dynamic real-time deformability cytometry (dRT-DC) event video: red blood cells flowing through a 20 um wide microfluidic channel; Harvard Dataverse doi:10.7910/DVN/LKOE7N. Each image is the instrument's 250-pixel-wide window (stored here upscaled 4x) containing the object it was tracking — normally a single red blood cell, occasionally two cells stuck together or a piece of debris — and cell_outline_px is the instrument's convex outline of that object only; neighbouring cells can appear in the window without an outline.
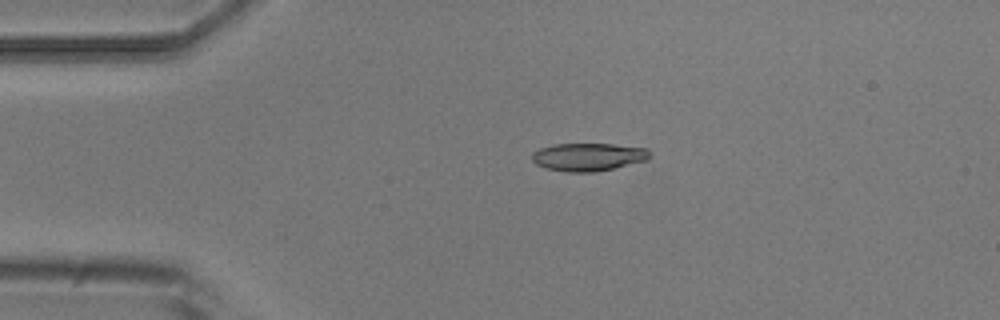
{"species": "common noctule bat (a hibernating species)", "species_latin": "Nyctalus noctula", "temperature_condition": "room temperature", "stored_images_in_passage": 5, "camera_frame_rate_fps": 3000, "um_per_image_px": 0.085, "animal": {"sex": "male", "body_mass_g": 20.5, "forearm_length_mm": 52.5}, "frame": {"image": 1, "passage_image": 4, "time_ms": 3.667, "image_size_px": [1000, 320], "cell_outline_px": [[652, 156], [648, 160], [616, 168], [592, 172], [568, 172], [544, 168], [536, 164], [532, 160], [532, 152], [540, 148], [552, 144], [612, 144], [648, 148], [652, 152]], "centroid_in_image_um": [50.04, 13.34], "position_along_channel_um": 35.0, "area_um2": 19.48}}